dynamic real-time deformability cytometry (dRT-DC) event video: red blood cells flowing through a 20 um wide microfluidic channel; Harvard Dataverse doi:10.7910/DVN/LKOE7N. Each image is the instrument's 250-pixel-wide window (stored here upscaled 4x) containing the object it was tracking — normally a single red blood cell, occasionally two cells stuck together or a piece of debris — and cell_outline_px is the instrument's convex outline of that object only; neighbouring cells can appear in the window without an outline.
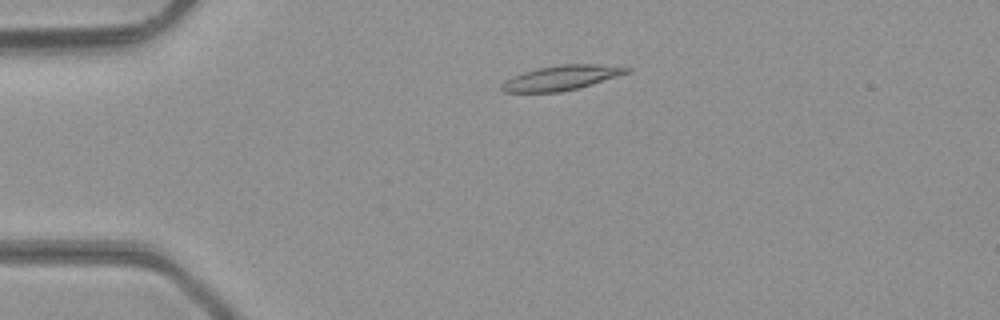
{"species": "common noctule bat (a hibernating species)", "species_latin": "Nyctalus noctula", "temperature_condition": "room temperature", "stored_images_in_passage": 33, "camera_frame_rate_fps": 3000, "um_per_image_px": 0.085, "animal": {"sex": "male", "body_mass_g": 23.1, "forearm_length_mm": 52.7}, "frame": {"image": 1, "passage_image": 9, "time_ms": 2.667, "image_size_px": [1000, 320], "cell_outline_px": [[632, 72], [592, 84], [560, 92], [504, 92], [500, 88], [500, 84], [504, 80], [512, 76], [524, 72], [540, 68], [560, 64], [596, 64], [632, 68]], "centroid_in_image_um": [47.71, 6.61], "position_along_channel_um": 37.3, "area_um2": 17.98}}
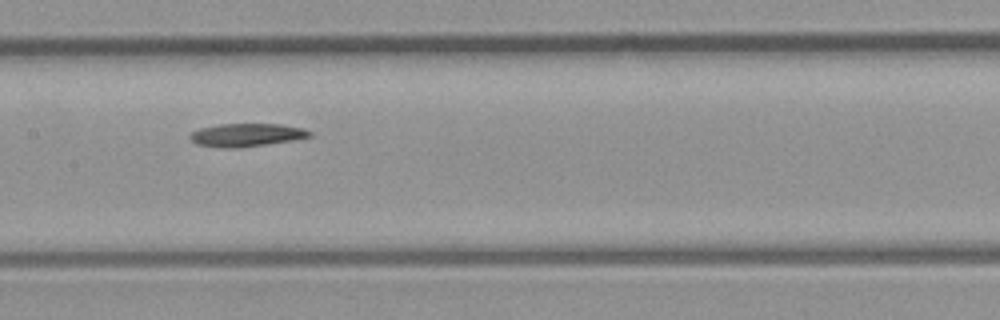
{"frame": {"image": 2, "passage_image": 22, "time_ms": 7.0, "image_size_px": [1000, 320], "cell_outline_px": [[312, 136], [292, 140], [236, 148], [224, 148], [196, 144], [188, 136], [192, 132], [200, 128], [220, 124], [280, 124], [304, 128], [312, 132]], "centroid_in_image_um": [20.95, 11.46], "position_along_channel_um": 186.4, "area_um2": 15.95}}
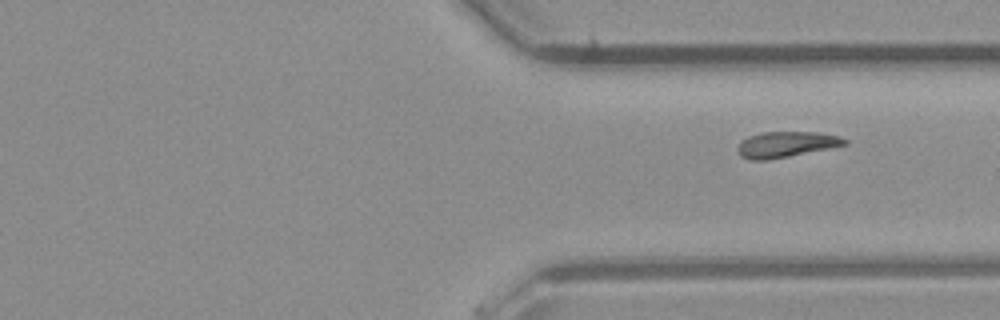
{"frame": {"image": 3, "passage_image": 33, "time_ms": 10.667, "image_size_px": [1000, 320], "cell_outline_px": [[848, 144], [768, 160], [752, 160], [740, 156], [736, 152], [736, 148], [748, 136], [760, 132], [820, 132], [840, 136], [848, 140]], "centroid_in_image_um": [66.81, 12.27], "position_along_channel_um": 344.6, "area_um2": 16.01}}